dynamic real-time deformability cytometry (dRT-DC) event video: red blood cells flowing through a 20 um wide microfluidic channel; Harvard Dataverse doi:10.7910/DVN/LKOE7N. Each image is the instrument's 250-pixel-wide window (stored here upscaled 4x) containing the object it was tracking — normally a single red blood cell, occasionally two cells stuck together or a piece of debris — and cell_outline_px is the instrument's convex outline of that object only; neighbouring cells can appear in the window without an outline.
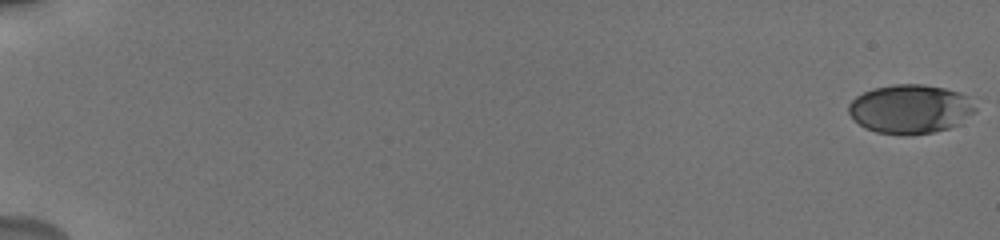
{"species": "human", "species_latin": "Homo sapiens", "temperature_condition": "cold", "stored_images_in_passage": 23, "camera_frame_rate_fps": 3000, "um_per_image_px": 0.085, "donor": {"sex": "male"}, "frame": {"image": 1, "passage_image": 1, "time_ms": 0.0, "image_size_px": [1000, 240], "cell_outline_px": [[976, 112], [960, 124], [948, 128], [932, 132], [904, 136], [876, 132], [864, 128], [848, 112], [848, 104], [856, 96], [872, 88], [892, 84], [924, 84], [944, 88], [960, 92], [968, 96], [976, 108]], "centroid_in_image_um": [77.38, 9.27], "position_along_channel_um": 7.6, "area_um2": 36.53}}
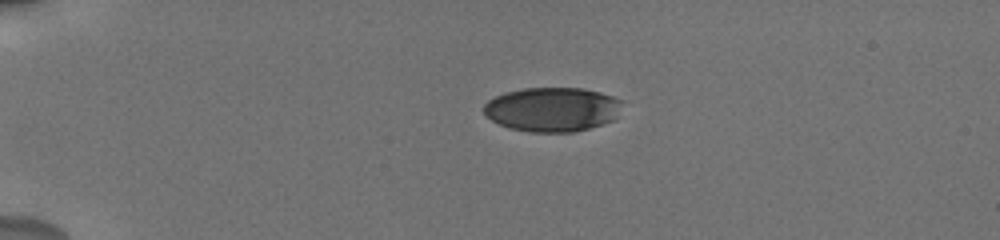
{"frame": {"image": 2, "passage_image": 15, "time_ms": 4.667, "image_size_px": [1000, 240], "cell_outline_px": [[624, 100], [616, 120], [576, 132], [528, 132], [508, 128], [492, 120], [484, 112], [484, 104], [488, 100], [504, 92], [524, 88], [584, 88], [600, 92]], "centroid_in_image_um": [46.99, 9.3], "position_along_channel_um": 38.0, "area_um2": 36.13}}
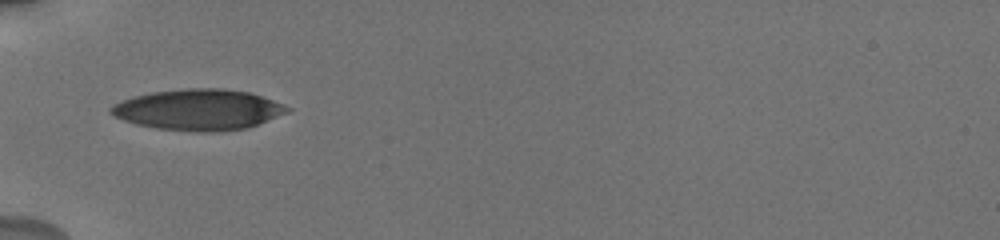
{"frame": {"image": 3, "passage_image": 22, "time_ms": 7.0, "image_size_px": [1000, 240], "cell_outline_px": [[292, 108], [288, 112], [248, 128], [216, 132], [196, 132], [156, 128], [136, 124], [112, 116], [108, 112], [108, 108], [112, 104], [136, 96], [152, 92], [184, 88], [224, 88], [248, 92], [284, 104]], "centroid_in_image_um": [16.85, 9.33], "position_along_channel_um": 68.2, "area_um2": 42.14}}